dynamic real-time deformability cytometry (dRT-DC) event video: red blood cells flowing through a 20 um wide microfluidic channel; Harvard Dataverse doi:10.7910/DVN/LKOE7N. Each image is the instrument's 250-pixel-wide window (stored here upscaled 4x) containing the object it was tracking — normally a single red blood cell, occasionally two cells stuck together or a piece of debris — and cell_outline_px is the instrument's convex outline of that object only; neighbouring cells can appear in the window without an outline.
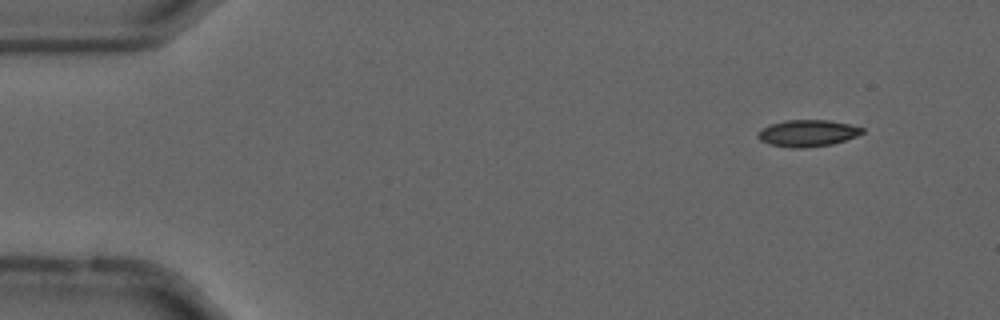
{"species": "common noctule bat (a hibernating species)", "species_latin": "Nyctalus noctula", "temperature_condition": "cold", "stored_images_in_passage": 55, "camera_frame_rate_fps": 3000, "um_per_image_px": 0.085, "animal": {"sex": "male", "forearm_length_mm": 52.5}, "frame": {"image": 1, "passage_image": 5, "time_ms": 1.333, "image_size_px": [1000, 320], "cell_outline_px": [[864, 132], [856, 136], [832, 144], [804, 148], [792, 148], [768, 144], [760, 140], [756, 136], [756, 132], [760, 128], [784, 120], [828, 120], [848, 124], [864, 128]], "centroid_in_image_um": [68.59, 11.32], "position_along_channel_um": 16.4, "area_um2": 16.3}}
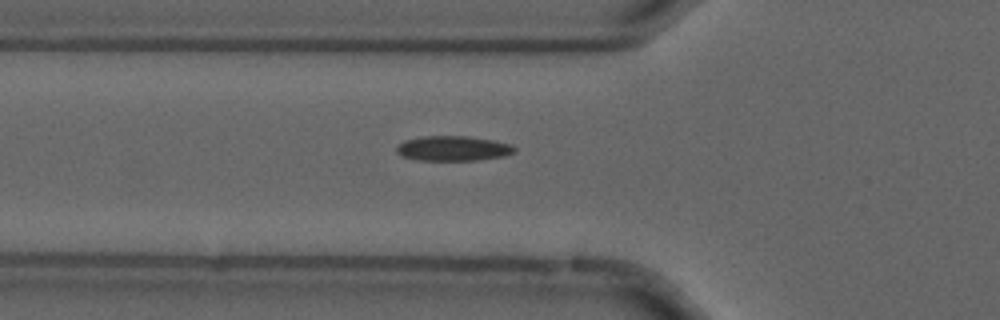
{"frame": {"image": 2, "passage_image": 19, "time_ms": 6.0, "image_size_px": [1000, 320], "cell_outline_px": [[516, 152], [504, 156], [476, 160], [420, 160], [400, 156], [396, 152], [396, 148], [404, 140], [424, 136], [468, 136], [492, 140], [512, 144], [516, 148]], "centroid_in_image_um": [38.52, 12.61], "position_along_channel_um": 87.3, "area_um2": 17.17}}
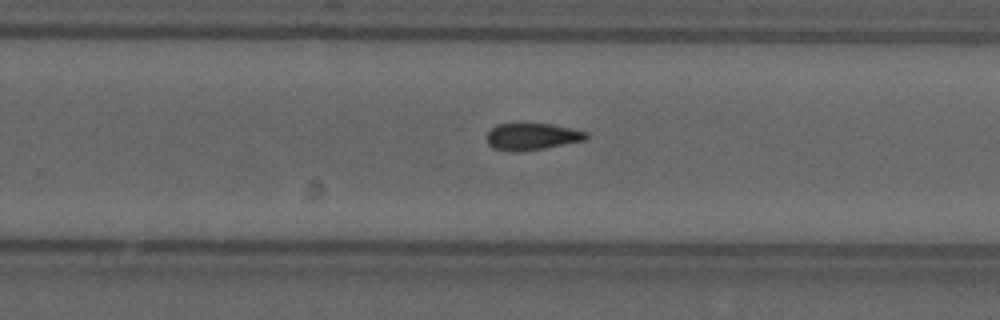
{"frame": {"image": 3, "passage_image": 35, "time_ms": 11.333, "image_size_px": [1000, 320], "cell_outline_px": [[588, 136], [584, 140], [544, 148], [516, 152], [512, 152], [492, 148], [488, 144], [488, 132], [496, 124], [524, 120], [552, 124], [572, 128], [588, 132]], "centroid_in_image_um": [45.18, 11.55], "position_along_channel_um": 284.6, "area_um2": 16.24}, "authors_computed_cell_mechanics": {"area_um2": 16.0106, "velocity_mm_per_s": 3.7016, "shape_relaxation_time_tau1_ms": null, "shape_relaxation_time_tau2_ms": 5.5849, "deformation_change_tau1": null, "deformation_change_tau2": 0.1252}}